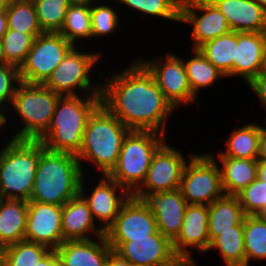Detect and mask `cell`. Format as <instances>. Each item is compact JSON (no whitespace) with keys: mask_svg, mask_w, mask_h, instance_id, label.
<instances>
[{"mask_svg":"<svg viewBox=\"0 0 266 266\" xmlns=\"http://www.w3.org/2000/svg\"><path fill=\"white\" fill-rule=\"evenodd\" d=\"M107 74L101 85V103L129 130L167 136L168 118L177 110L165 99L147 68L132 58L121 72Z\"/></svg>","mask_w":266,"mask_h":266,"instance_id":"6da1fadb","label":"cell"},{"mask_svg":"<svg viewBox=\"0 0 266 266\" xmlns=\"http://www.w3.org/2000/svg\"><path fill=\"white\" fill-rule=\"evenodd\" d=\"M130 130L114 116L102 103L90 115L82 145L76 155L82 172L91 167L101 175L107 176L115 167L119 158L124 137ZM89 166H86V163ZM85 167V168H84ZM86 170V172H85Z\"/></svg>","mask_w":266,"mask_h":266,"instance_id":"7a4b0ae2","label":"cell"},{"mask_svg":"<svg viewBox=\"0 0 266 266\" xmlns=\"http://www.w3.org/2000/svg\"><path fill=\"white\" fill-rule=\"evenodd\" d=\"M83 172L75 154L53 152L40 142V155L29 201L63 206L79 195Z\"/></svg>","mask_w":266,"mask_h":266,"instance_id":"3957f363","label":"cell"},{"mask_svg":"<svg viewBox=\"0 0 266 266\" xmlns=\"http://www.w3.org/2000/svg\"><path fill=\"white\" fill-rule=\"evenodd\" d=\"M101 104V94L61 96L47 131L38 139L53 152L77 155L90 115Z\"/></svg>","mask_w":266,"mask_h":266,"instance_id":"277c9868","label":"cell"},{"mask_svg":"<svg viewBox=\"0 0 266 266\" xmlns=\"http://www.w3.org/2000/svg\"><path fill=\"white\" fill-rule=\"evenodd\" d=\"M5 137L0 149V196L29 201L40 155V141ZM7 140V141H6Z\"/></svg>","mask_w":266,"mask_h":266,"instance_id":"5b68a950","label":"cell"},{"mask_svg":"<svg viewBox=\"0 0 266 266\" xmlns=\"http://www.w3.org/2000/svg\"><path fill=\"white\" fill-rule=\"evenodd\" d=\"M61 95L41 84L21 82L15 92L10 112L21 124L16 127L12 138L16 140H38L48 129ZM13 110V111H11ZM18 116V117H17ZM15 133V134H14Z\"/></svg>","mask_w":266,"mask_h":266,"instance_id":"8992f818","label":"cell"},{"mask_svg":"<svg viewBox=\"0 0 266 266\" xmlns=\"http://www.w3.org/2000/svg\"><path fill=\"white\" fill-rule=\"evenodd\" d=\"M167 137L155 131L130 130L123 139L117 163L107 176L133 195L143 184L154 153Z\"/></svg>","mask_w":266,"mask_h":266,"instance_id":"52a82bcc","label":"cell"},{"mask_svg":"<svg viewBox=\"0 0 266 266\" xmlns=\"http://www.w3.org/2000/svg\"><path fill=\"white\" fill-rule=\"evenodd\" d=\"M102 55L100 51L92 52L91 48L88 51L82 46H73L43 85L61 96L101 94V81L106 75L99 72L100 81L98 78L96 81L92 73L99 68L97 64Z\"/></svg>","mask_w":266,"mask_h":266,"instance_id":"ba28073f","label":"cell"},{"mask_svg":"<svg viewBox=\"0 0 266 266\" xmlns=\"http://www.w3.org/2000/svg\"><path fill=\"white\" fill-rule=\"evenodd\" d=\"M180 190L187 204L210 205L224 195L217 161L208 153H194L182 172Z\"/></svg>","mask_w":266,"mask_h":266,"instance_id":"9c48e42d","label":"cell"},{"mask_svg":"<svg viewBox=\"0 0 266 266\" xmlns=\"http://www.w3.org/2000/svg\"><path fill=\"white\" fill-rule=\"evenodd\" d=\"M161 57V58H160ZM137 58L153 75L158 87L163 92L165 99L176 110L181 106L197 104V111L201 103L192 93L186 74L183 58L169 51L165 57ZM180 107V108H179Z\"/></svg>","mask_w":266,"mask_h":266,"instance_id":"30bf717a","label":"cell"},{"mask_svg":"<svg viewBox=\"0 0 266 266\" xmlns=\"http://www.w3.org/2000/svg\"><path fill=\"white\" fill-rule=\"evenodd\" d=\"M72 47L60 33L44 32L34 38L19 67L21 82L43 85Z\"/></svg>","mask_w":266,"mask_h":266,"instance_id":"8fae6325","label":"cell"},{"mask_svg":"<svg viewBox=\"0 0 266 266\" xmlns=\"http://www.w3.org/2000/svg\"><path fill=\"white\" fill-rule=\"evenodd\" d=\"M168 142L166 140L154 153L147 176L134 197L145 200L151 194L180 189L185 164L195 152L186 154V159L184 150L174 148Z\"/></svg>","mask_w":266,"mask_h":266,"instance_id":"7c38bea8","label":"cell"},{"mask_svg":"<svg viewBox=\"0 0 266 266\" xmlns=\"http://www.w3.org/2000/svg\"><path fill=\"white\" fill-rule=\"evenodd\" d=\"M100 176L98 182L93 184L88 180L87 175H83L80 183L79 194L88 203L92 217L96 224L105 232L114 222L123 204L129 199L131 194L117 182L105 175ZM92 186V190L89 187ZM89 190V191H88Z\"/></svg>","mask_w":266,"mask_h":266,"instance_id":"4fadbf2b","label":"cell"},{"mask_svg":"<svg viewBox=\"0 0 266 266\" xmlns=\"http://www.w3.org/2000/svg\"><path fill=\"white\" fill-rule=\"evenodd\" d=\"M179 24L192 27L191 49L231 31L224 14L211 0H181Z\"/></svg>","mask_w":266,"mask_h":266,"instance_id":"5bb4252c","label":"cell"},{"mask_svg":"<svg viewBox=\"0 0 266 266\" xmlns=\"http://www.w3.org/2000/svg\"><path fill=\"white\" fill-rule=\"evenodd\" d=\"M208 205L188 204L182 228L178 236L172 241L175 255L185 266H197L191 251L199 254L207 253L210 246L208 232Z\"/></svg>","mask_w":266,"mask_h":266,"instance_id":"9a60e30c","label":"cell"},{"mask_svg":"<svg viewBox=\"0 0 266 266\" xmlns=\"http://www.w3.org/2000/svg\"><path fill=\"white\" fill-rule=\"evenodd\" d=\"M155 216L145 200L131 195L104 232L107 241L148 238L157 232Z\"/></svg>","mask_w":266,"mask_h":266,"instance_id":"2e32d148","label":"cell"},{"mask_svg":"<svg viewBox=\"0 0 266 266\" xmlns=\"http://www.w3.org/2000/svg\"><path fill=\"white\" fill-rule=\"evenodd\" d=\"M110 247L133 266L183 264L175 255L172 241L160 231L148 238L131 241H107Z\"/></svg>","mask_w":266,"mask_h":266,"instance_id":"e0dca14e","label":"cell"},{"mask_svg":"<svg viewBox=\"0 0 266 266\" xmlns=\"http://www.w3.org/2000/svg\"><path fill=\"white\" fill-rule=\"evenodd\" d=\"M28 215L24 240L56 250L63 242L62 206L27 201Z\"/></svg>","mask_w":266,"mask_h":266,"instance_id":"ac0fdd59","label":"cell"},{"mask_svg":"<svg viewBox=\"0 0 266 266\" xmlns=\"http://www.w3.org/2000/svg\"><path fill=\"white\" fill-rule=\"evenodd\" d=\"M264 70H266L265 32H237L233 78L239 77L249 84Z\"/></svg>","mask_w":266,"mask_h":266,"instance_id":"d6986e66","label":"cell"},{"mask_svg":"<svg viewBox=\"0 0 266 266\" xmlns=\"http://www.w3.org/2000/svg\"><path fill=\"white\" fill-rule=\"evenodd\" d=\"M145 201L155 216L157 230L173 241L181 231L188 205L181 190L151 194Z\"/></svg>","mask_w":266,"mask_h":266,"instance_id":"ffe728a7","label":"cell"},{"mask_svg":"<svg viewBox=\"0 0 266 266\" xmlns=\"http://www.w3.org/2000/svg\"><path fill=\"white\" fill-rule=\"evenodd\" d=\"M61 222L64 241L91 240L104 235L80 194L62 206Z\"/></svg>","mask_w":266,"mask_h":266,"instance_id":"44dd1931","label":"cell"},{"mask_svg":"<svg viewBox=\"0 0 266 266\" xmlns=\"http://www.w3.org/2000/svg\"><path fill=\"white\" fill-rule=\"evenodd\" d=\"M231 31L266 32V10L253 0H211Z\"/></svg>","mask_w":266,"mask_h":266,"instance_id":"7402d4cb","label":"cell"},{"mask_svg":"<svg viewBox=\"0 0 266 266\" xmlns=\"http://www.w3.org/2000/svg\"><path fill=\"white\" fill-rule=\"evenodd\" d=\"M112 250L103 235L91 240L64 241L55 251L65 266H106Z\"/></svg>","mask_w":266,"mask_h":266,"instance_id":"603a6c76","label":"cell"},{"mask_svg":"<svg viewBox=\"0 0 266 266\" xmlns=\"http://www.w3.org/2000/svg\"><path fill=\"white\" fill-rule=\"evenodd\" d=\"M212 157L219 161L217 163L220 168L222 189L225 195L236 196L257 178V159Z\"/></svg>","mask_w":266,"mask_h":266,"instance_id":"cb8c5ba5","label":"cell"},{"mask_svg":"<svg viewBox=\"0 0 266 266\" xmlns=\"http://www.w3.org/2000/svg\"><path fill=\"white\" fill-rule=\"evenodd\" d=\"M244 125L232 130L225 141V149L217 152H208L211 156H225L239 159H257L259 152V141L262 132V125L245 120ZM213 153V154H212Z\"/></svg>","mask_w":266,"mask_h":266,"instance_id":"d4e9b609","label":"cell"},{"mask_svg":"<svg viewBox=\"0 0 266 266\" xmlns=\"http://www.w3.org/2000/svg\"><path fill=\"white\" fill-rule=\"evenodd\" d=\"M28 215L27 201L0 200V246L24 241Z\"/></svg>","mask_w":266,"mask_h":266,"instance_id":"484cf974","label":"cell"},{"mask_svg":"<svg viewBox=\"0 0 266 266\" xmlns=\"http://www.w3.org/2000/svg\"><path fill=\"white\" fill-rule=\"evenodd\" d=\"M209 221L208 232L210 243L220 235V232L233 230L245 218V214L238 197L223 195L208 205Z\"/></svg>","mask_w":266,"mask_h":266,"instance_id":"4316f807","label":"cell"},{"mask_svg":"<svg viewBox=\"0 0 266 266\" xmlns=\"http://www.w3.org/2000/svg\"><path fill=\"white\" fill-rule=\"evenodd\" d=\"M237 32L230 31L199 46L201 54L219 69L226 78H233V63L236 58Z\"/></svg>","mask_w":266,"mask_h":266,"instance_id":"83f0119b","label":"cell"},{"mask_svg":"<svg viewBox=\"0 0 266 266\" xmlns=\"http://www.w3.org/2000/svg\"><path fill=\"white\" fill-rule=\"evenodd\" d=\"M190 51V55L193 54L192 57H186V59L183 55L181 57L192 93L198 98L200 90L214 86L222 78L226 79V76L208 61L198 49H191Z\"/></svg>","mask_w":266,"mask_h":266,"instance_id":"f1b7e54d","label":"cell"},{"mask_svg":"<svg viewBox=\"0 0 266 266\" xmlns=\"http://www.w3.org/2000/svg\"><path fill=\"white\" fill-rule=\"evenodd\" d=\"M212 249L218 251L224 265L246 266L243 221L233 226V230L220 232V235L210 243L208 251Z\"/></svg>","mask_w":266,"mask_h":266,"instance_id":"f546056e","label":"cell"},{"mask_svg":"<svg viewBox=\"0 0 266 266\" xmlns=\"http://www.w3.org/2000/svg\"><path fill=\"white\" fill-rule=\"evenodd\" d=\"M59 33L73 46L84 47L82 41L92 40L91 6L70 5Z\"/></svg>","mask_w":266,"mask_h":266,"instance_id":"4dcf8cb0","label":"cell"},{"mask_svg":"<svg viewBox=\"0 0 266 266\" xmlns=\"http://www.w3.org/2000/svg\"><path fill=\"white\" fill-rule=\"evenodd\" d=\"M119 7L122 5L124 9L131 10L132 14L137 13L139 17H153L155 20L170 21L171 23H180V4L181 0H115ZM127 7V8H126ZM141 15H140V14Z\"/></svg>","mask_w":266,"mask_h":266,"instance_id":"1f68e13d","label":"cell"},{"mask_svg":"<svg viewBox=\"0 0 266 266\" xmlns=\"http://www.w3.org/2000/svg\"><path fill=\"white\" fill-rule=\"evenodd\" d=\"M246 266L251 260H266V217L247 215L243 220Z\"/></svg>","mask_w":266,"mask_h":266,"instance_id":"d6a6232c","label":"cell"},{"mask_svg":"<svg viewBox=\"0 0 266 266\" xmlns=\"http://www.w3.org/2000/svg\"><path fill=\"white\" fill-rule=\"evenodd\" d=\"M111 0H100L91 5V30H92V41L94 39H101L109 37L118 31L121 25L120 12L117 9L119 6L112 3ZM116 6V7H115ZM119 27V28H118Z\"/></svg>","mask_w":266,"mask_h":266,"instance_id":"836d02e7","label":"cell"},{"mask_svg":"<svg viewBox=\"0 0 266 266\" xmlns=\"http://www.w3.org/2000/svg\"><path fill=\"white\" fill-rule=\"evenodd\" d=\"M6 14L8 29L31 34L34 38L44 33L32 0H19L8 4Z\"/></svg>","mask_w":266,"mask_h":266,"instance_id":"e575fe53","label":"cell"},{"mask_svg":"<svg viewBox=\"0 0 266 266\" xmlns=\"http://www.w3.org/2000/svg\"><path fill=\"white\" fill-rule=\"evenodd\" d=\"M52 250L39 243L21 241L5 247L4 266H38Z\"/></svg>","mask_w":266,"mask_h":266,"instance_id":"d590c367","label":"cell"},{"mask_svg":"<svg viewBox=\"0 0 266 266\" xmlns=\"http://www.w3.org/2000/svg\"><path fill=\"white\" fill-rule=\"evenodd\" d=\"M43 32L59 33L70 6L68 0H32Z\"/></svg>","mask_w":266,"mask_h":266,"instance_id":"8d00e7d4","label":"cell"},{"mask_svg":"<svg viewBox=\"0 0 266 266\" xmlns=\"http://www.w3.org/2000/svg\"><path fill=\"white\" fill-rule=\"evenodd\" d=\"M1 41L6 62L20 67L32 47L34 37L31 34L7 29Z\"/></svg>","mask_w":266,"mask_h":266,"instance_id":"74e56055","label":"cell"},{"mask_svg":"<svg viewBox=\"0 0 266 266\" xmlns=\"http://www.w3.org/2000/svg\"><path fill=\"white\" fill-rule=\"evenodd\" d=\"M244 214L264 215L266 212V182L255 179L236 195Z\"/></svg>","mask_w":266,"mask_h":266,"instance_id":"f35d334b","label":"cell"},{"mask_svg":"<svg viewBox=\"0 0 266 266\" xmlns=\"http://www.w3.org/2000/svg\"><path fill=\"white\" fill-rule=\"evenodd\" d=\"M20 83L19 67L9 63L0 66V105L11 107Z\"/></svg>","mask_w":266,"mask_h":266,"instance_id":"ab89813d","label":"cell"},{"mask_svg":"<svg viewBox=\"0 0 266 266\" xmlns=\"http://www.w3.org/2000/svg\"><path fill=\"white\" fill-rule=\"evenodd\" d=\"M248 86L251 88L253 94L258 97L260 100L259 102L263 110H266V70L262 71L258 76H256L249 84ZM266 113V111H265Z\"/></svg>","mask_w":266,"mask_h":266,"instance_id":"60d3db41","label":"cell"},{"mask_svg":"<svg viewBox=\"0 0 266 266\" xmlns=\"http://www.w3.org/2000/svg\"><path fill=\"white\" fill-rule=\"evenodd\" d=\"M106 266H133L127 259L121 257L114 250L110 252Z\"/></svg>","mask_w":266,"mask_h":266,"instance_id":"b9f144b4","label":"cell"},{"mask_svg":"<svg viewBox=\"0 0 266 266\" xmlns=\"http://www.w3.org/2000/svg\"><path fill=\"white\" fill-rule=\"evenodd\" d=\"M258 162H266V130L262 126L261 137L259 141Z\"/></svg>","mask_w":266,"mask_h":266,"instance_id":"7bdbcfd3","label":"cell"},{"mask_svg":"<svg viewBox=\"0 0 266 266\" xmlns=\"http://www.w3.org/2000/svg\"><path fill=\"white\" fill-rule=\"evenodd\" d=\"M9 114H10V107L0 105V131H1V129H3L4 126H5L4 128L7 127V123L9 124L8 120L12 119V122H13V119H14V121H16L15 118L8 117V116H10Z\"/></svg>","mask_w":266,"mask_h":266,"instance_id":"ee69618b","label":"cell"},{"mask_svg":"<svg viewBox=\"0 0 266 266\" xmlns=\"http://www.w3.org/2000/svg\"><path fill=\"white\" fill-rule=\"evenodd\" d=\"M38 266H57L56 251L52 250L41 262L38 263Z\"/></svg>","mask_w":266,"mask_h":266,"instance_id":"f6af8a7d","label":"cell"},{"mask_svg":"<svg viewBox=\"0 0 266 266\" xmlns=\"http://www.w3.org/2000/svg\"><path fill=\"white\" fill-rule=\"evenodd\" d=\"M7 14L6 11L0 12V39L7 32Z\"/></svg>","mask_w":266,"mask_h":266,"instance_id":"bcb514c9","label":"cell"},{"mask_svg":"<svg viewBox=\"0 0 266 266\" xmlns=\"http://www.w3.org/2000/svg\"><path fill=\"white\" fill-rule=\"evenodd\" d=\"M257 179L266 182V162H257Z\"/></svg>","mask_w":266,"mask_h":266,"instance_id":"7dc6e473","label":"cell"},{"mask_svg":"<svg viewBox=\"0 0 266 266\" xmlns=\"http://www.w3.org/2000/svg\"><path fill=\"white\" fill-rule=\"evenodd\" d=\"M70 5H85L91 6L93 3L100 1V0H68Z\"/></svg>","mask_w":266,"mask_h":266,"instance_id":"c3c4849f","label":"cell"},{"mask_svg":"<svg viewBox=\"0 0 266 266\" xmlns=\"http://www.w3.org/2000/svg\"><path fill=\"white\" fill-rule=\"evenodd\" d=\"M7 64L6 62V58L4 56V52H3V45H2V41L0 39V66Z\"/></svg>","mask_w":266,"mask_h":266,"instance_id":"681fc988","label":"cell"},{"mask_svg":"<svg viewBox=\"0 0 266 266\" xmlns=\"http://www.w3.org/2000/svg\"><path fill=\"white\" fill-rule=\"evenodd\" d=\"M4 251L5 247L0 246V266H4Z\"/></svg>","mask_w":266,"mask_h":266,"instance_id":"f907efd6","label":"cell"},{"mask_svg":"<svg viewBox=\"0 0 266 266\" xmlns=\"http://www.w3.org/2000/svg\"><path fill=\"white\" fill-rule=\"evenodd\" d=\"M144 266H185L184 264H150Z\"/></svg>","mask_w":266,"mask_h":266,"instance_id":"816d5d0a","label":"cell"},{"mask_svg":"<svg viewBox=\"0 0 266 266\" xmlns=\"http://www.w3.org/2000/svg\"><path fill=\"white\" fill-rule=\"evenodd\" d=\"M7 5L4 0H0V12L6 11Z\"/></svg>","mask_w":266,"mask_h":266,"instance_id":"f5cc1de1","label":"cell"},{"mask_svg":"<svg viewBox=\"0 0 266 266\" xmlns=\"http://www.w3.org/2000/svg\"><path fill=\"white\" fill-rule=\"evenodd\" d=\"M253 1L262 6L266 10V0H253Z\"/></svg>","mask_w":266,"mask_h":266,"instance_id":"db71d44e","label":"cell"},{"mask_svg":"<svg viewBox=\"0 0 266 266\" xmlns=\"http://www.w3.org/2000/svg\"><path fill=\"white\" fill-rule=\"evenodd\" d=\"M7 4L15 3L19 0H4Z\"/></svg>","mask_w":266,"mask_h":266,"instance_id":"11a10c76","label":"cell"},{"mask_svg":"<svg viewBox=\"0 0 266 266\" xmlns=\"http://www.w3.org/2000/svg\"><path fill=\"white\" fill-rule=\"evenodd\" d=\"M57 266H65V265H63V264L60 262V259H59L58 256H57Z\"/></svg>","mask_w":266,"mask_h":266,"instance_id":"9f6ffc18","label":"cell"},{"mask_svg":"<svg viewBox=\"0 0 266 266\" xmlns=\"http://www.w3.org/2000/svg\"><path fill=\"white\" fill-rule=\"evenodd\" d=\"M266 120V119H265ZM263 128L266 130V121L262 123ZM265 124V125H264Z\"/></svg>","mask_w":266,"mask_h":266,"instance_id":"6f0895ef","label":"cell"}]
</instances>
